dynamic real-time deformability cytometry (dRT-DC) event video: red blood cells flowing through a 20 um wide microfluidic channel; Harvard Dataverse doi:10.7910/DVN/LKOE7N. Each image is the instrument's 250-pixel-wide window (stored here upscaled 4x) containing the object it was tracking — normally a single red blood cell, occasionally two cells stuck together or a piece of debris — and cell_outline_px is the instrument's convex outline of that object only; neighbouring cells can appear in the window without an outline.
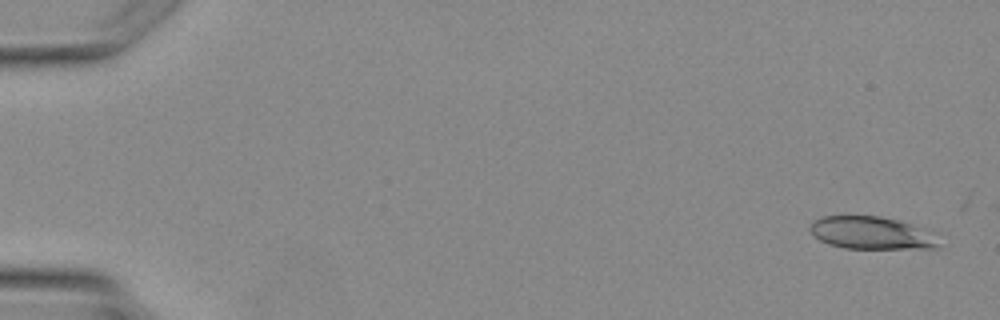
{"species": "Egyptian fruit bat (a non-hibernating species)", "species_latin": "Rousettus aegyptiacus", "temperature_condition": "warm", "stored_images_in_passage": 6, "segment_of_instrument_passage": [2, 2], "camera_frame_rate_fps": 3000, "um_per_image_px": 0.085, "animal": {"sex": "female"}, "frame": {"image": 1, "passage_image": 6, "time_ms": 6.0, "image_size_px": [1000, 320], "cell_outline_px": [[940, 248], [844, 248], [828, 244], [820, 240], [812, 232], [812, 224], [816, 220], [824, 216], [880, 216], [896, 220], [908, 224], [916, 228], [940, 244]], "centroid_in_image_um": [73.96, 19.81], "position_along_channel_um": 11.0, "area_um2": 23.24}}